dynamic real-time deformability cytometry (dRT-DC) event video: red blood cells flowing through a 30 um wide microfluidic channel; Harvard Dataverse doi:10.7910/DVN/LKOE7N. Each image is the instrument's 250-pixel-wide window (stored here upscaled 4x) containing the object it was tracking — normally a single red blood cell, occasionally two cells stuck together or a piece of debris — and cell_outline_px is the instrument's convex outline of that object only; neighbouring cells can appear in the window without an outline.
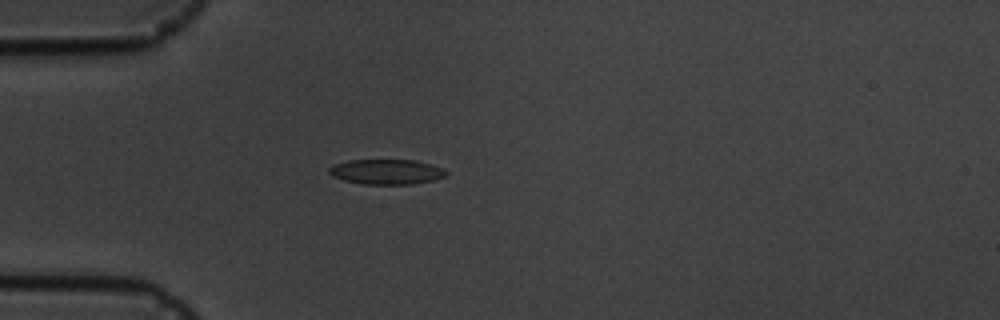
{"species": "common noctule bat (a hibernating species)", "species_latin": "Nyctalus noctula", "temperature_condition": "cold", "stored_images_in_passage": 5, "camera_frame_rate_fps": 3000, "um_per_image_px": 0.085, "animal": {"sex": "male", "body_mass_g": 19.5, "forearm_length_mm": 54.6}, "frame": {"image": 1, "passage_image": 4, "time_ms": 3.667, "image_size_px": [1000, 320], "cell_outline_px": [[448, 176], [436, 180], [412, 184], [360, 184], [344, 180], [332, 176], [328, 172], [328, 168], [332, 164], [348, 160], [416, 160], [444, 168], [448, 172]], "centroid_in_image_um": [32.87, 14.6], "position_along_channel_um": 52.1, "area_um2": 17.4}}